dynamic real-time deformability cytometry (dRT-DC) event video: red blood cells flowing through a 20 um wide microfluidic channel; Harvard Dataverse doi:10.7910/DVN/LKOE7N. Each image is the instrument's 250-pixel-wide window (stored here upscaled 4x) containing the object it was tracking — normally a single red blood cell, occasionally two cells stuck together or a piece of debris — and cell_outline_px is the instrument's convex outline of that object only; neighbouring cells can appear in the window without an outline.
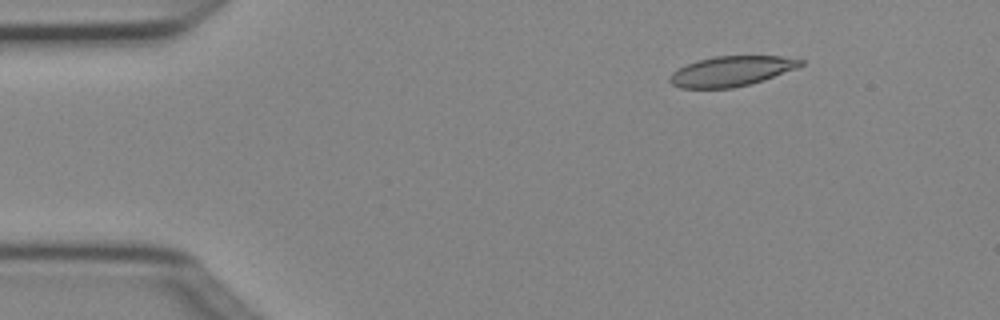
{"species": "Egyptian fruit bat (a non-hibernating species)", "species_latin": "Rousettus aegyptiacus", "temperature_condition": "cold", "stored_images_in_passage": 4, "camera_frame_rate_fps": 3000, "um_per_image_px": 0.085, "animal": {"sex": "female"}, "frame": {"image": 1, "passage_image": 2, "time_ms": 0.333, "image_size_px": [1000, 320], "cell_outline_px": [[804, 64], [796, 68], [764, 80], [752, 84], [732, 88], [680, 88], [672, 84], [668, 80], [672, 72], [696, 60], [712, 56], [780, 56], [804, 60]], "centroid_in_image_um": [62.16, 6.05], "position_along_channel_um": 22.8, "area_um2": 22.95}}